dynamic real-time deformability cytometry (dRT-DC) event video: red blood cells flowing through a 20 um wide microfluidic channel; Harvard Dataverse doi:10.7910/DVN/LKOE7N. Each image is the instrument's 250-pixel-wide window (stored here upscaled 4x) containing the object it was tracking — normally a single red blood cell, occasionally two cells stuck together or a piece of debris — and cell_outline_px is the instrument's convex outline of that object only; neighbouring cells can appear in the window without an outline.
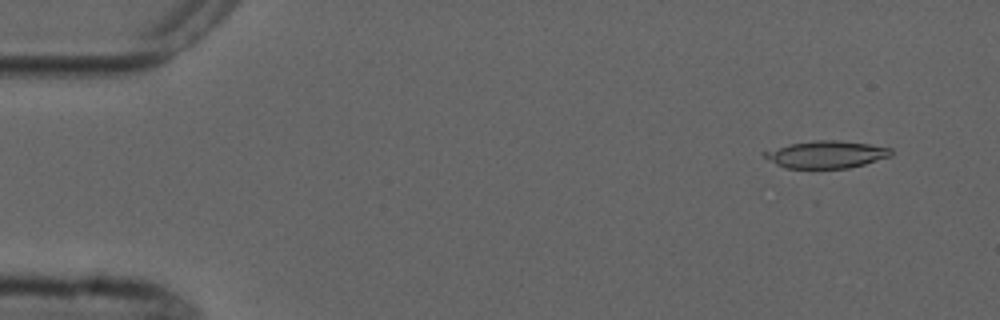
{"species": "common noctule bat (a hibernating species)", "species_latin": "Nyctalus noctula", "temperature_condition": "cold", "stored_images_in_passage": 9, "camera_frame_rate_fps": 3000, "um_per_image_px": 0.085, "animal": {"sex": "male", "forearm_length_mm": 52.5}, "frame": {"image": 1, "passage_image": 2, "time_ms": 1.0, "image_size_px": [1000, 320], "cell_outline_px": [[892, 156], [864, 164], [848, 168], [784, 168], [776, 164], [764, 156], [764, 152], [788, 144], [812, 140], [840, 140], [868, 144], [892, 148]], "centroid_in_image_um": [70.27, 13.12], "position_along_channel_um": 14.7, "area_um2": 20.06}}
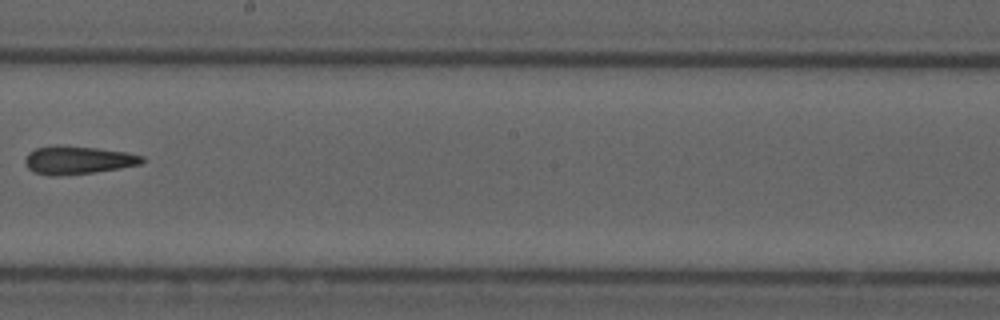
{"frame": {"image": 2, "passage_image": 9, "time_ms": 10.0, "image_size_px": [1000, 320], "cell_outline_px": [[144, 160], [140, 164], [120, 168], [96, 172], [56, 176], [52, 176], [32, 172], [24, 164], [24, 160], [28, 152], [36, 148], [96, 148], [124, 152], [144, 156]], "centroid_in_image_um": [6.61, 13.66], "position_along_channel_um": 241.6, "area_um2": 18.44}}